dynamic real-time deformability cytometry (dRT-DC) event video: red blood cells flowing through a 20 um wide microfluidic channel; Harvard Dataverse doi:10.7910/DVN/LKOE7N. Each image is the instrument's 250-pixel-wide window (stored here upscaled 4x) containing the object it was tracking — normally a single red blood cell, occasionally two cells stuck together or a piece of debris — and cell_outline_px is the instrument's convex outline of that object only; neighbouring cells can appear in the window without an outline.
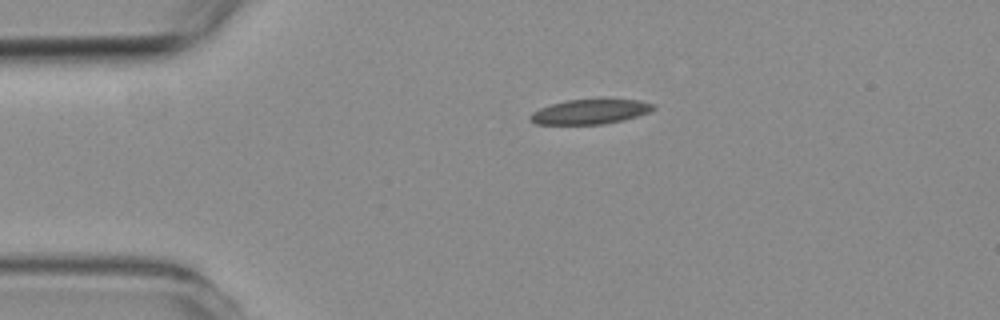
{"species": "common noctule bat (a hibernating species)", "species_latin": "Nyctalus noctula", "temperature_condition": "room temperature", "stored_images_in_passage": 3, "camera_frame_rate_fps": 3000, "um_per_image_px": 0.085, "animal": {"sex": "female", "body_mass_g": 19.3, "forearm_length_mm": 54.1}, "frame": {"image": 1, "passage_image": 1, "time_ms": 0.0, "image_size_px": [1000, 320], "cell_outline_px": [[656, 108], [648, 112], [624, 120], [604, 124], [536, 124], [528, 116], [532, 112], [540, 108], [552, 104], [568, 100], [636, 100], [652, 104]], "centroid_in_image_um": [50.13, 9.51], "position_along_channel_um": 34.9, "area_um2": 17.34}}
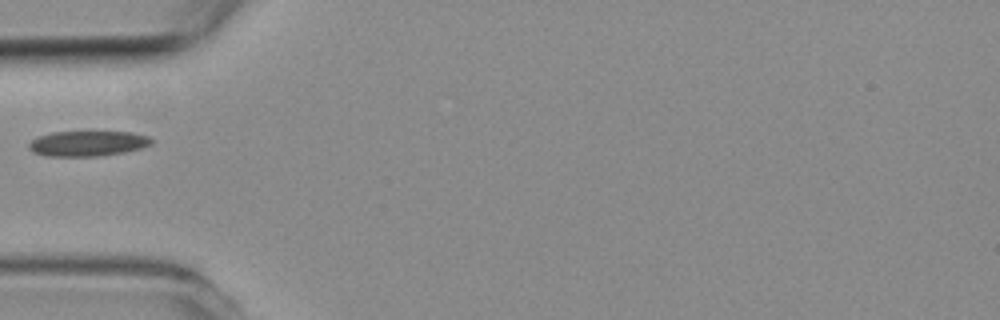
{"frame": {"image": 2, "passage_image": 3, "time_ms": 2.0, "image_size_px": [1000, 320], "cell_outline_px": [[156, 140], [152, 144], [144, 148], [124, 152], [100, 156], [44, 156], [32, 152], [28, 148], [28, 144], [32, 140], [40, 136], [52, 132], [132, 132], [148, 136]], "centroid_in_image_um": [7.5, 12.2], "position_along_channel_um": 77.5, "area_um2": 18.26}}